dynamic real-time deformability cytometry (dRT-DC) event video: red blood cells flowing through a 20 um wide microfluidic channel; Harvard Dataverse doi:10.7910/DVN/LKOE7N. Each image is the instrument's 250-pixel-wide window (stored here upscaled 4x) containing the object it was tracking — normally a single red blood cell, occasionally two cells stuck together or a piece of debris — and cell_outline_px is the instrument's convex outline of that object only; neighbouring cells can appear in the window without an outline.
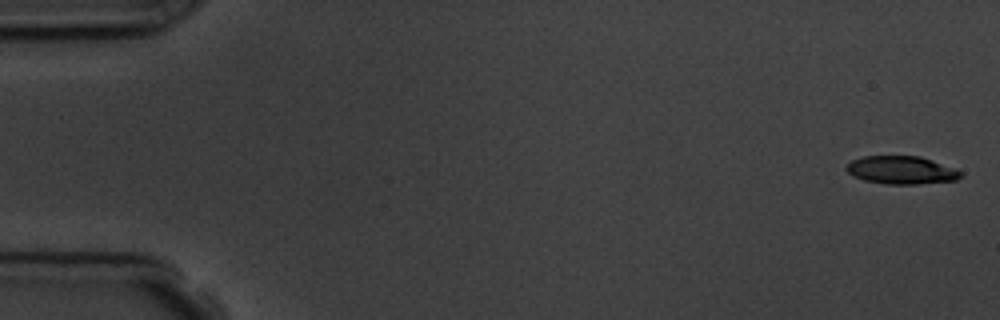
{"species": "common noctule bat (a hibernating species)", "species_latin": "Nyctalus noctula", "temperature_condition": "room temperature", "stored_images_in_passage": 6, "camera_frame_rate_fps": 3000, "um_per_image_px": 0.085, "animal": {"sex": "male", "body_mass_g": 19.5, "forearm_length_mm": 54.6}, "frame": {"image": 1, "passage_image": 1, "time_ms": 0.0, "image_size_px": [1000, 320], "cell_outline_px": [[964, 172], [956, 180], [916, 184], [888, 184], [864, 180], [852, 176], [844, 168], [852, 160], [864, 156], [920, 156], [932, 160]], "centroid_in_image_um": [76.6, 14.45], "position_along_channel_um": 8.4, "area_um2": 18.55}}